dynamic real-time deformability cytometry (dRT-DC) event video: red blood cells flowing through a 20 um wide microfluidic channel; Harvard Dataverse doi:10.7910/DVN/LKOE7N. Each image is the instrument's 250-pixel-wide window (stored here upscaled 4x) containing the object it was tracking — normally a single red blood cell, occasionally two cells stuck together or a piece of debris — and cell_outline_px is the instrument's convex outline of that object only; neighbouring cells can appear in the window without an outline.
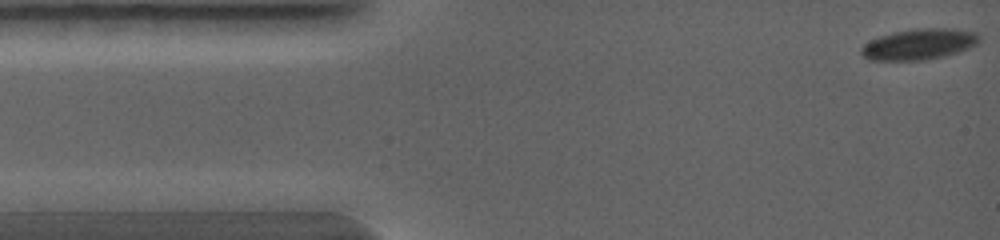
{"species": "common noctule bat (a hibernating species)", "species_latin": "Nyctalus noctula", "temperature_condition": "warm", "stored_images_in_passage": 6, "camera_frame_rate_fps": 5000, "um_per_image_px": 0.085, "animal": {"sex": "female", "body_mass_g": 19.0, "forearm_length_mm": 56.7}, "frame": {"image": 1, "passage_image": 1, "time_ms": 0.0, "image_size_px": [1000, 240], "cell_outline_px": [[980, 40], [976, 44], [968, 48], [944, 56], [924, 60], [868, 60], [860, 52], [860, 48], [864, 44], [880, 36], [892, 32], [916, 28], [956, 28], [976, 32], [980, 36]], "centroid_in_image_um": [78.13, 3.74], "position_along_channel_um": 6.9, "area_um2": 21.27}}
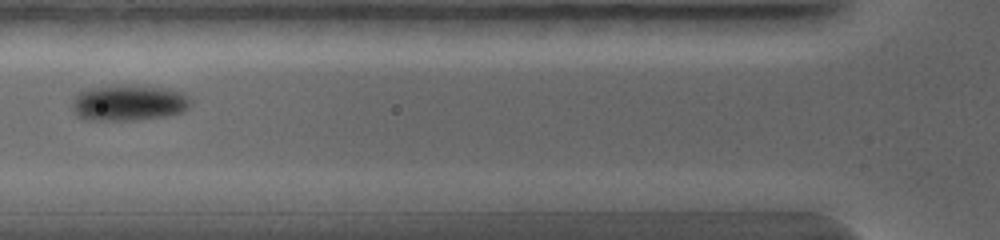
{"frame": {"image": 2, "passage_image": 5, "time_ms": 3.0, "image_size_px": [1000, 240], "cell_outline_px": [[192, 104], [184, 112], [164, 116], [132, 120], [84, 120], [76, 116], [72, 108], [72, 104], [76, 96], [80, 92], [92, 88], [120, 84], [128, 84], [164, 88], [180, 92], [192, 100]], "centroid_in_image_um": [10.94, 8.74], "position_along_channel_um": 114.9, "area_um2": 24.91}}
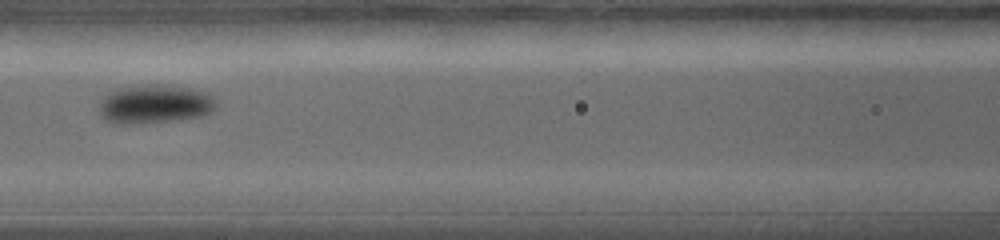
{"frame": {"image": 3, "passage_image": 6, "time_ms": 3.6, "image_size_px": [1000, 240], "cell_outline_px": [[216, 108], [212, 112], [200, 116], [172, 120], [128, 124], [112, 124], [104, 120], [100, 116], [100, 104], [104, 96], [116, 88], [156, 84], [172, 84], [192, 88], [208, 92], [216, 96]], "centroid_in_image_um": [13.19, 8.83], "position_along_channel_um": 153.4, "area_um2": 26.82}}